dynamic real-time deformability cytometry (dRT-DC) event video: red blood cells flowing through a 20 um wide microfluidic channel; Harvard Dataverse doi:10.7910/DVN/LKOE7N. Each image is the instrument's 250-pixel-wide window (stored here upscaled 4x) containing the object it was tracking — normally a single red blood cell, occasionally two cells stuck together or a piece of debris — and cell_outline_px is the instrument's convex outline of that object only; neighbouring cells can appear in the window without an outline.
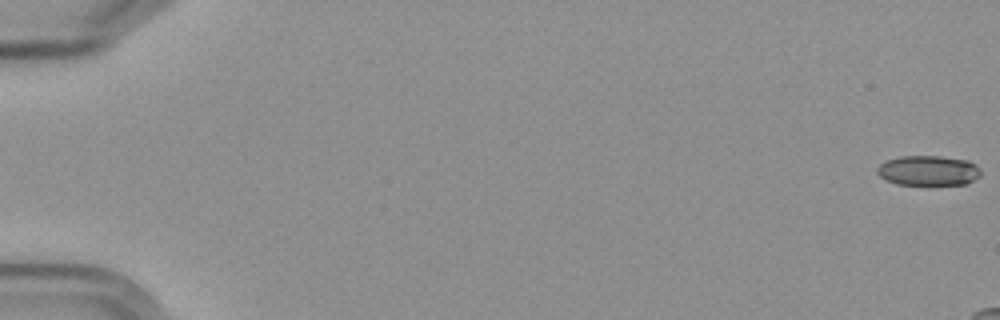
{"species": "Egyptian fruit bat (a non-hibernating species)", "species_latin": "Rousettus aegyptiacus", "temperature_condition": "cold", "stored_images_in_passage": 4, "camera_frame_rate_fps": 3000, "um_per_image_px": 0.085, "frame": {"image": 1, "passage_image": 1, "time_ms": 0.0, "image_size_px": [1000, 320], "cell_outline_px": [[980, 176], [968, 184], [928, 188], [896, 184], [880, 176], [876, 172], [876, 168], [884, 160], [900, 156], [940, 156], [968, 160], [976, 164], [980, 168]], "centroid_in_image_um": [78.92, 14.55], "position_along_channel_um": 6.1, "area_um2": 19.25}}